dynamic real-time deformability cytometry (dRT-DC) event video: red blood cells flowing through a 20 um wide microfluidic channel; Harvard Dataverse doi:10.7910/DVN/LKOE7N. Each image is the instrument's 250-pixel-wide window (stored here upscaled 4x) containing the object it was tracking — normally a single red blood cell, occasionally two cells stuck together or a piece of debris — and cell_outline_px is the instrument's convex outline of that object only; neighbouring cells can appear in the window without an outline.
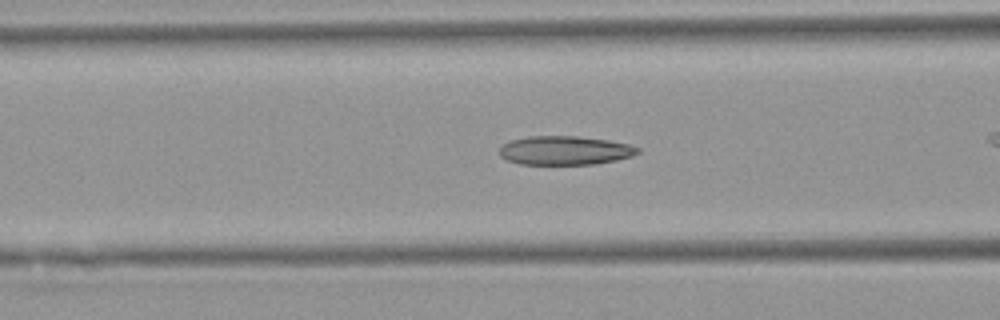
{"species": "Egyptian fruit bat (a non-hibernating species)", "species_latin": "Rousettus aegyptiacus", "temperature_condition": "warm", "stored_images_in_passage": 40, "camera_frame_rate_fps": 3000, "um_per_image_px": 0.085, "animal": {"sex": "female"}, "frame": {"image": 1, "passage_image": 20, "time_ms": 6.333, "image_size_px": [1000, 320], "cell_outline_px": [[640, 152], [632, 156], [616, 160], [596, 164], [520, 164], [508, 160], [500, 156], [500, 148], [504, 144], [512, 140], [528, 136], [576, 136], [608, 140], [628, 144], [640, 148]], "centroid_in_image_um": [48.04, 12.79], "position_along_channel_um": 118.6, "area_um2": 23.18}}
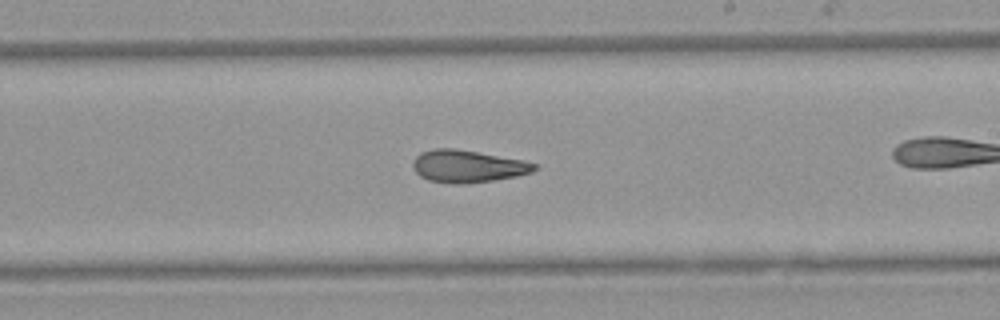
{"frame": {"image": 2, "passage_image": 30, "time_ms": 9.667, "image_size_px": [1000, 320], "cell_outline_px": [[540, 168], [532, 172], [516, 176], [492, 180], [464, 184], [452, 184], [428, 180], [420, 176], [412, 168], [412, 160], [420, 152], [432, 148], [456, 148], [524, 160], [536, 164]], "centroid_in_image_um": [39.73, 14.12], "position_along_channel_um": 249.3, "area_um2": 23.18}}
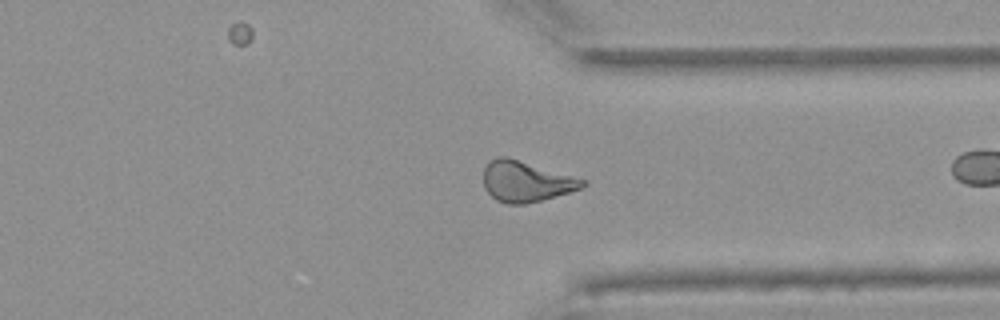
{"frame": {"image": 3, "passage_image": 39, "time_ms": 12.667, "image_size_px": [1000, 320], "cell_outline_px": [[588, 184], [580, 188], [568, 192], [540, 200], [524, 204], [508, 204], [496, 200], [484, 188], [484, 168], [496, 156], [508, 156], [588, 180]], "centroid_in_image_um": [44.72, 15.4], "position_along_channel_um": 366.7, "area_um2": 23.47}}